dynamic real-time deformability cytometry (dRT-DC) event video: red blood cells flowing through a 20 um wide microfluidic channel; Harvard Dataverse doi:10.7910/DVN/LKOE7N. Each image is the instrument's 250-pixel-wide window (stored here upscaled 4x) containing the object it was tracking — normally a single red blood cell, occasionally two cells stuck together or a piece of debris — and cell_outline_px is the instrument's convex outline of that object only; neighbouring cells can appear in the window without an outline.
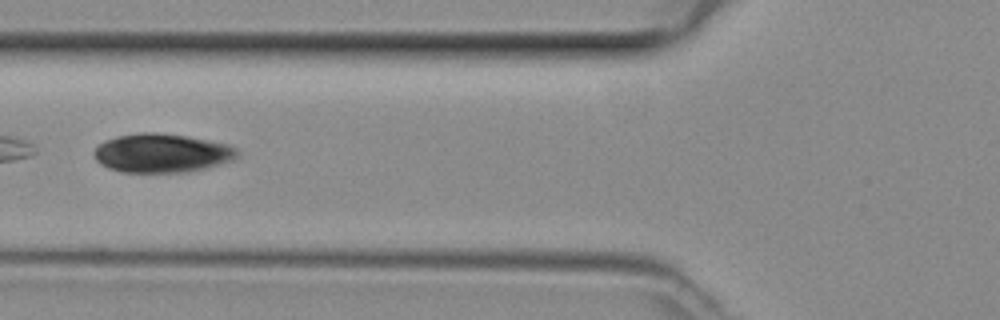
{"species": "common noctule bat (a hibernating species)", "species_latin": "Nyctalus noctula", "temperature_condition": "room temperature", "stored_images_in_passage": 40, "camera_frame_rate_fps": 3000, "um_per_image_px": 0.085, "animal": {"sex": "female", "body_mass_g": 29.2, "forearm_length_mm": 56.3}, "frame": {"image": 1, "passage_image": 11, "time_ms": 3.333, "image_size_px": [1000, 320], "cell_outline_px": [[240, 156], [232, 160], [220, 164], [188, 172], [120, 172], [108, 168], [100, 164], [96, 160], [92, 152], [104, 140], [116, 136], [140, 132], [156, 132], [184, 136], [228, 144], [236, 148], [240, 152]], "centroid_in_image_um": [13.74, 13.01], "position_along_channel_um": 112.1, "area_um2": 32.54}}
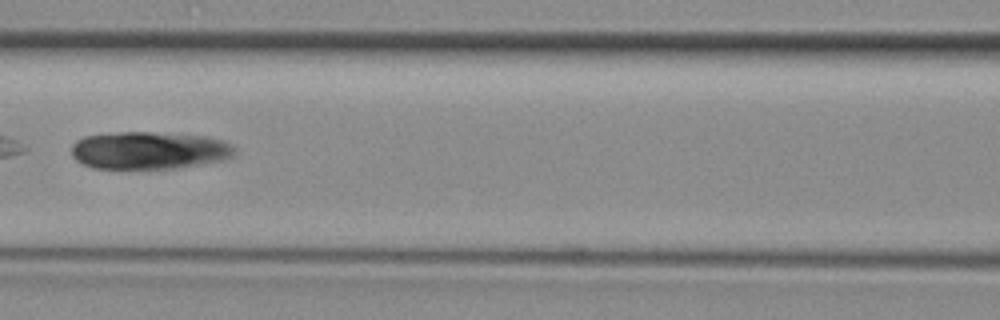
{"frame": {"image": 2, "passage_image": 14, "time_ms": 4.333, "image_size_px": [1000, 320], "cell_outline_px": [[236, 152], [232, 156], [224, 160], [176, 168], [92, 168], [76, 160], [72, 156], [72, 144], [76, 140], [84, 136], [120, 132], [152, 132], [200, 136], [224, 140], [232, 144], [236, 148]], "centroid_in_image_um": [12.68, 12.78], "position_along_channel_um": 153.9, "area_um2": 35.66}}